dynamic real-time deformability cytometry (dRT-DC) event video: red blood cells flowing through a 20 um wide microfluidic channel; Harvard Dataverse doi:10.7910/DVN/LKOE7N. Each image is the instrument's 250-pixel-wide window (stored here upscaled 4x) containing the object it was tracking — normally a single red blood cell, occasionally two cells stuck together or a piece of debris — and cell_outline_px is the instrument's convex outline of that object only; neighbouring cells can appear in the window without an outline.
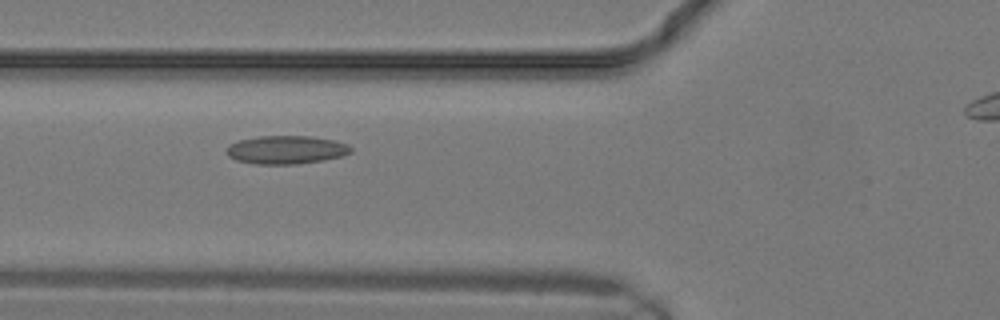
{"species": "common noctule bat (a hibernating species)", "species_latin": "Nyctalus noctula", "temperature_condition": "warm", "stored_images_in_passage": 7, "camera_frame_rate_fps": 3000, "um_per_image_px": 0.085, "animal": {"sex": "male", "body_mass_g": 19.2, "forearm_length_mm": 51.8}, "frame": {"image": 1, "passage_image": 4, "time_ms": 1.0, "image_size_px": [1000, 320], "cell_outline_px": [[352, 152], [340, 156], [324, 160], [296, 164], [256, 164], [236, 160], [228, 156], [224, 152], [224, 148], [228, 144], [240, 140], [260, 136], [308, 136], [336, 140], [348, 144], [352, 148]], "centroid_in_image_um": [24.29, 12.73], "position_along_channel_um": 101.5, "area_um2": 20.69}}
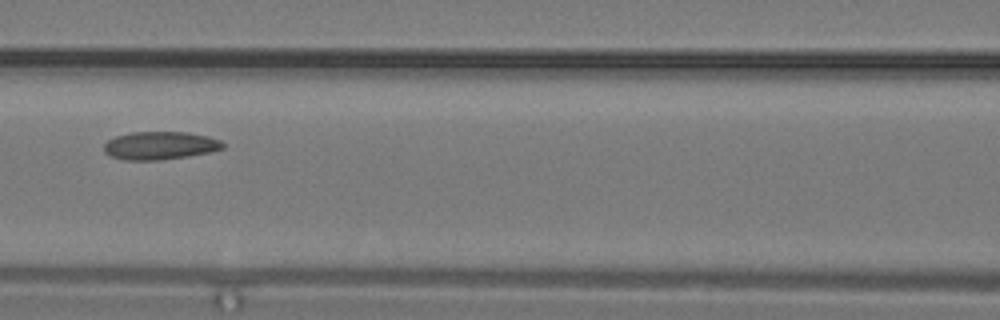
{"frame": {"image": 2, "passage_image": 6, "time_ms": 1.667, "image_size_px": [1000, 320], "cell_outline_px": [[224, 148], [208, 152], [188, 156], [160, 160], [124, 160], [108, 156], [104, 152], [104, 144], [108, 140], [116, 136], [132, 132], [184, 132], [208, 136], [220, 140], [224, 144]], "centroid_in_image_um": [13.56, 12.38], "position_along_channel_um": 153.0, "area_um2": 19.42}}